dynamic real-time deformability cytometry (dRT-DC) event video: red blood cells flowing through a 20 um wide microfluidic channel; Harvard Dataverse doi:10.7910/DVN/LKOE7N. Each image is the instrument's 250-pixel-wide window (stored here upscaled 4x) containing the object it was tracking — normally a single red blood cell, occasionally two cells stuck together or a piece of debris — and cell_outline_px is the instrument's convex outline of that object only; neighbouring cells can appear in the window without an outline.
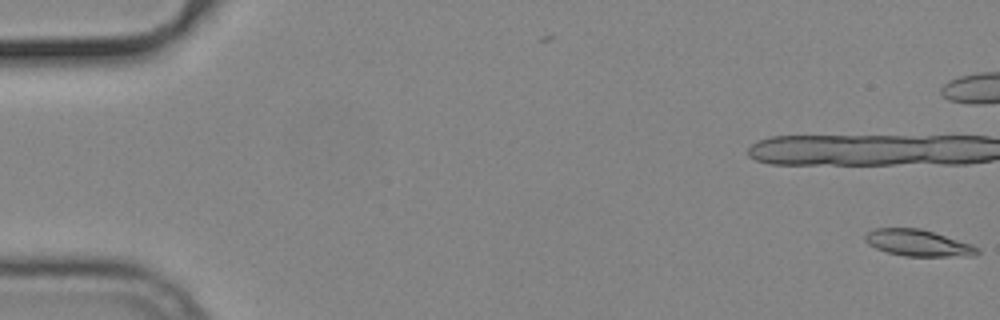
{"species": "common noctule bat (a hibernating species)", "species_latin": "Nyctalus noctula", "temperature_condition": "cold", "stored_images_in_passage": 11, "camera_frame_rate_fps": 3000, "um_per_image_px": 0.085, "animal": {"sex": "male", "body_mass_g": 19.2, "forearm_length_mm": 51.8}, "frame": {"image": 1, "passage_image": 1, "time_ms": 0.0, "image_size_px": [1000, 320], "cell_outline_px": [[980, 252], [976, 256], [904, 256], [888, 252], [876, 248], [868, 244], [864, 240], [864, 236], [872, 228], [920, 228], [972, 244], [980, 248]], "centroid_in_image_um": [78.05, 20.65], "position_along_channel_um": 6.9, "area_um2": 17.4}}